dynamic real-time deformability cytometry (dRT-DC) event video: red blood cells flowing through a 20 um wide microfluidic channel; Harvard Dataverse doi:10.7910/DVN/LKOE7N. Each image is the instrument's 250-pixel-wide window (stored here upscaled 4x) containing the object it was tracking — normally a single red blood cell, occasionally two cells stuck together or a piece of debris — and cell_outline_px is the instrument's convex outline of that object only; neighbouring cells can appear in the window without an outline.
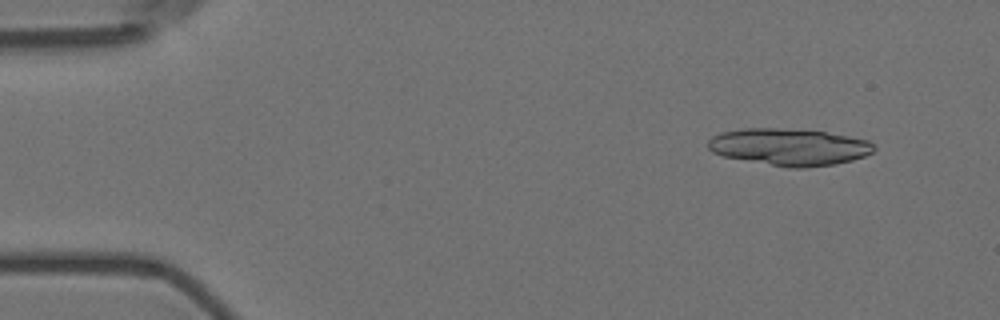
{"species": "Egyptian fruit bat (a non-hibernating species)", "species_latin": "Rousettus aegyptiacus", "temperature_condition": "room temperature", "stored_images_in_passage": 16, "camera_frame_rate_fps": 3000, "um_per_image_px": 0.085, "animal": {"sex": "female"}, "frame": {"image": 1, "passage_image": 2, "time_ms": 0.333, "image_size_px": [1000, 320], "cell_outline_px": [[876, 148], [872, 152], [864, 156], [852, 160], [836, 164], [804, 168], [788, 168], [724, 156], [712, 152], [708, 148], [708, 140], [712, 136], [720, 132], [744, 128], [776, 128], [824, 132], [848, 136], [868, 140], [876, 144]], "centroid_in_image_um": [67.09, 12.49], "position_along_channel_um": 17.9, "area_um2": 35.72}}